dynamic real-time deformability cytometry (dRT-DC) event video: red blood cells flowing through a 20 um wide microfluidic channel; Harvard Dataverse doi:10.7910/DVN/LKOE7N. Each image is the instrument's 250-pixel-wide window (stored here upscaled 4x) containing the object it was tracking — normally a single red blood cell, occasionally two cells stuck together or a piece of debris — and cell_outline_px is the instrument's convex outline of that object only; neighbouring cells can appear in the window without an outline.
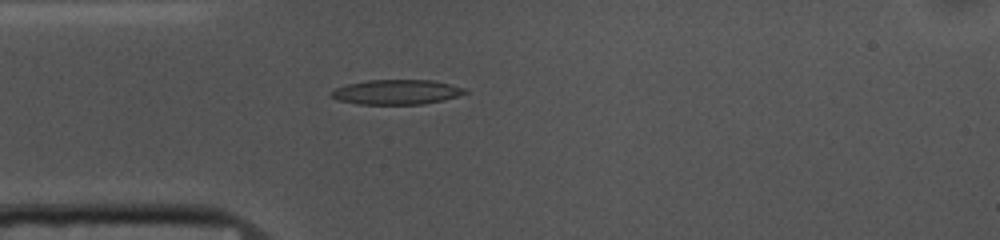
{"species": "common noctule bat (a hibernating species)", "species_latin": "Nyctalus noctula", "temperature_condition": "cold", "stored_images_in_passage": 40, "camera_frame_rate_fps": 3000, "um_per_image_px": 0.085, "animal": {"sex": "female", "body_mass_g": 10.0, "forearm_length_mm": 53.1}, "frame": {"image": 1, "passage_image": 1, "time_ms": 0.0, "image_size_px": [1000, 240], "cell_outline_px": [[468, 92], [444, 100], [424, 104], [356, 104], [340, 100], [332, 96], [328, 92], [336, 88], [348, 84], [368, 80], [432, 80], [464, 88]], "centroid_in_image_um": [33.69, 7.82], "position_along_channel_um": 51.3, "area_um2": 19.13}}
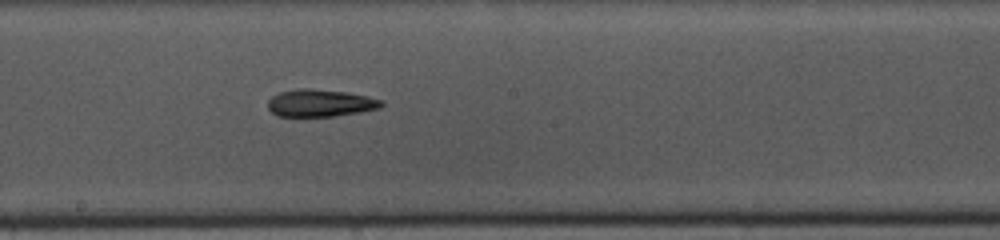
{"frame": {"image": 2, "passage_image": 15, "time_ms": 4.667, "image_size_px": [1000, 240], "cell_outline_px": [[384, 104], [380, 108], [360, 112], [332, 116], [276, 116], [268, 108], [268, 100], [272, 96], [280, 92], [300, 88], [312, 88], [348, 92], [384, 100]], "centroid_in_image_um": [27.23, 8.75], "position_along_channel_um": 221.0, "area_um2": 18.15}}
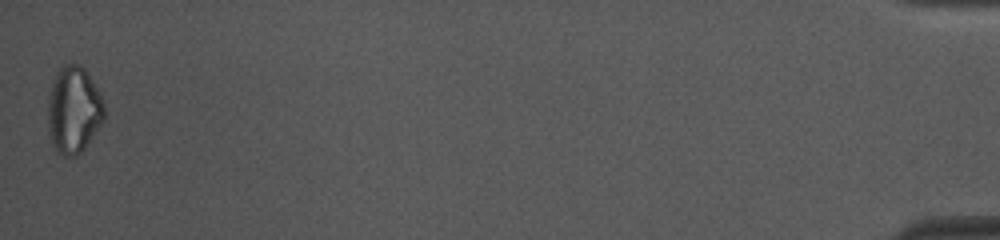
{"frame": {"image": 3, "passage_image": 40, "time_ms": 13.0, "image_size_px": [1000, 240], "cell_outline_px": [[104, 120], [84, 148], [76, 156], [64, 156], [56, 152], [52, 144], [48, 128], [48, 96], [52, 80], [56, 72], [64, 64], [80, 64], [84, 68], [104, 100]], "centroid_in_image_um": [6.24, 9.34], "position_along_channel_um": 429.0, "area_um2": 28.67}}